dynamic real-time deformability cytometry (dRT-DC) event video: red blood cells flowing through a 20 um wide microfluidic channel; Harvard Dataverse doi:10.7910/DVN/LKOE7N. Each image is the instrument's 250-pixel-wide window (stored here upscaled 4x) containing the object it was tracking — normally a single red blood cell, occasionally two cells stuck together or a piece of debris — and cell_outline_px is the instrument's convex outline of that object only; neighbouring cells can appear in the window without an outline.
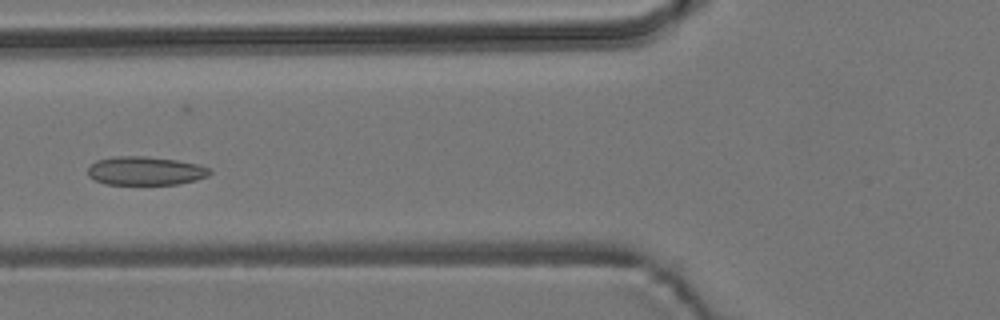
{"species": "common noctule bat (a hibernating species)", "species_latin": "Nyctalus noctula", "temperature_condition": "room temperature", "stored_images_in_passage": 7, "camera_frame_rate_fps": 3000, "um_per_image_px": 0.085, "animal": {"sex": "male", "body_mass_g": 19.2, "forearm_length_mm": 51.8}, "frame": {"image": 1, "passage_image": 5, "time_ms": 4.333, "image_size_px": [1000, 320], "cell_outline_px": [[212, 172], [208, 176], [196, 180], [176, 184], [104, 184], [88, 176], [88, 168], [96, 160], [116, 156], [144, 156], [176, 160], [196, 164], [212, 168]], "centroid_in_image_um": [12.37, 14.52], "position_along_channel_um": 113.4, "area_um2": 20.29}}
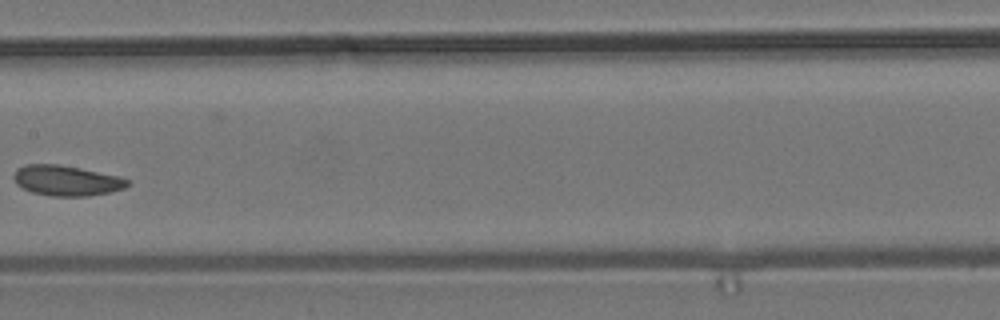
{"frame": {"image": 2, "passage_image": 7, "time_ms": 6.667, "image_size_px": [1000, 320], "cell_outline_px": [[128, 184], [124, 188], [108, 192], [88, 196], [52, 196], [32, 192], [16, 184], [12, 176], [16, 168], [24, 164], [60, 164], [120, 176], [128, 180]], "centroid_in_image_um": [5.6, 15.33], "position_along_channel_um": 201.8, "area_um2": 20.11}}